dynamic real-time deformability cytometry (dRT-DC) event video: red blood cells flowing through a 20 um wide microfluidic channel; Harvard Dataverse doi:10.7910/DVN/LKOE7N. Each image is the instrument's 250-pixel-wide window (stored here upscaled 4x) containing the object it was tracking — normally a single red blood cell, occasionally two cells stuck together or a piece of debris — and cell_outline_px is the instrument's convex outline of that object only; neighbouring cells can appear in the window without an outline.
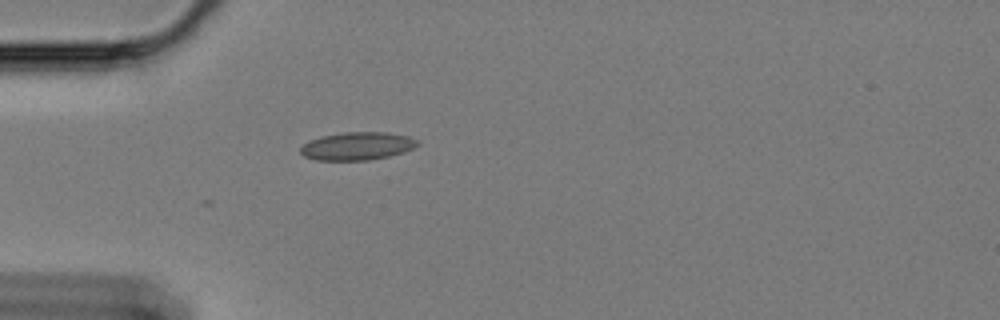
{"species": "Egyptian fruit bat (a non-hibernating species)", "species_latin": "Rousettus aegyptiacus", "temperature_condition": "cold", "stored_images_in_passage": 16, "camera_frame_rate_fps": 3000, "um_per_image_px": 0.085, "animal": {"sex": "female"}, "frame": {"image": 1, "passage_image": 1, "time_ms": 0.0, "image_size_px": [1000, 320], "cell_outline_px": [[420, 144], [404, 152], [388, 156], [368, 160], [316, 160], [304, 156], [300, 152], [300, 148], [308, 140], [320, 136], [344, 132], [388, 132], [408, 136], [420, 140]], "centroid_in_image_um": [30.37, 12.4], "position_along_channel_um": 54.6, "area_um2": 19.19}}
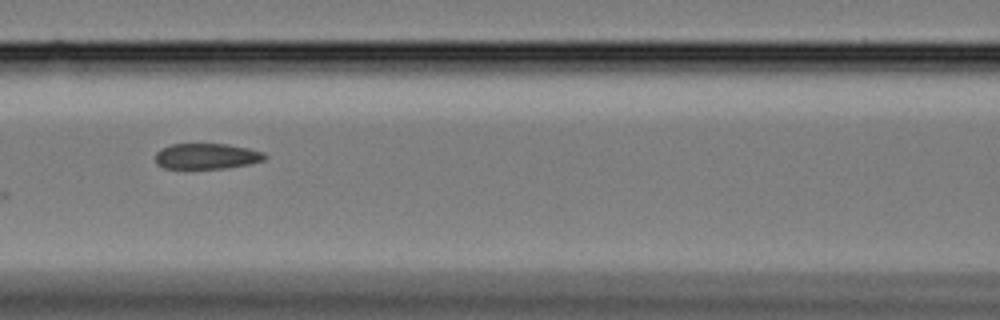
{"frame": {"image": 2, "passage_image": 10, "time_ms": 3.0, "image_size_px": [1000, 320], "cell_outline_px": [[268, 156], [264, 160], [248, 164], [228, 168], [164, 168], [156, 164], [156, 152], [160, 148], [172, 144], [228, 144], [248, 148], [264, 152]], "centroid_in_image_um": [17.57, 13.27], "position_along_channel_um": 149.0, "area_um2": 16.42}}
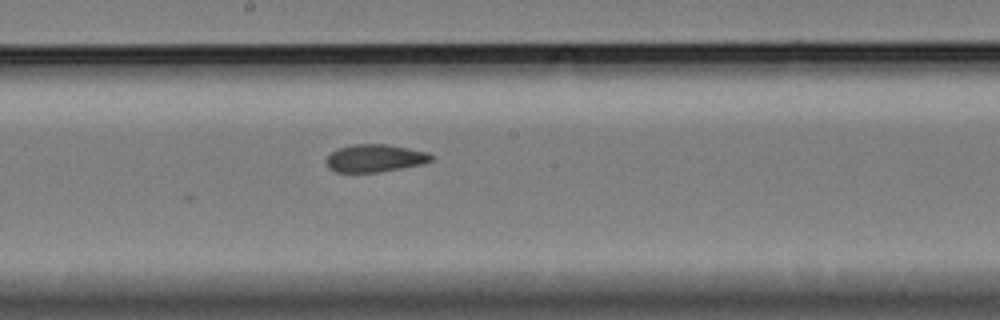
{"frame": {"image": 3, "passage_image": 16, "time_ms": 5.0, "image_size_px": [1000, 320], "cell_outline_px": [[436, 156], [432, 160], [424, 164], [376, 172], [336, 172], [328, 168], [328, 156], [332, 152], [340, 148], [352, 144], [388, 144], [428, 152]], "centroid_in_image_um": [31.93, 13.44], "position_along_channel_um": 216.3, "area_um2": 16.82}}